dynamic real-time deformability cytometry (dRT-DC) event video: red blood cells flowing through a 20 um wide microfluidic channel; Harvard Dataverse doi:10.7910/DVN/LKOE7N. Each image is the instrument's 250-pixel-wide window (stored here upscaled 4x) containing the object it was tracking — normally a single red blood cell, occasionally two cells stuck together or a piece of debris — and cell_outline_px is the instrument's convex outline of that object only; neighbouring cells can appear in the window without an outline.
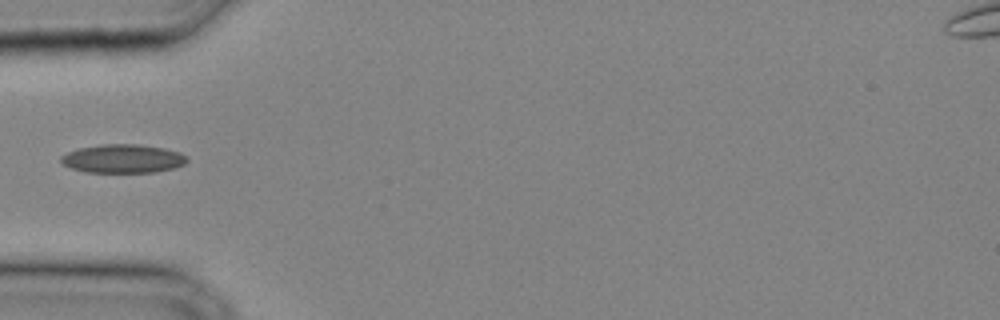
{"species": "common noctule bat (a hibernating species)", "species_latin": "Nyctalus noctula", "temperature_condition": "cold", "stored_images_in_passage": 22, "camera_frame_rate_fps": 3000, "um_per_image_px": 0.085, "animal": {"sex": "male", "body_mass_g": 20.4}, "frame": {"image": 1, "passage_image": 1, "time_ms": 0.0, "image_size_px": [1000, 320], "cell_outline_px": [[188, 160], [184, 164], [172, 168], [156, 172], [84, 172], [72, 168], [64, 164], [60, 160], [60, 156], [68, 152], [80, 148], [100, 144], [140, 144], [164, 148], [180, 152], [188, 156]], "centroid_in_image_um": [10.47, 13.48], "position_along_channel_um": 74.5, "area_um2": 21.04}}
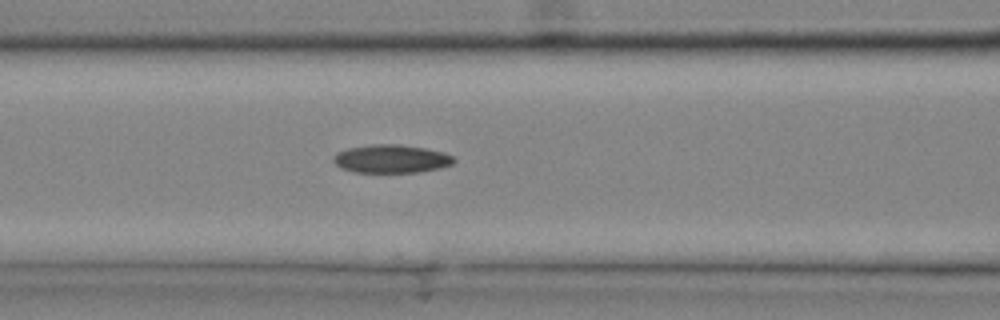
{"frame": {"image": 2, "passage_image": 4, "time_ms": 1.0, "image_size_px": [1000, 320], "cell_outline_px": [[456, 160], [452, 164], [440, 168], [416, 172], [356, 172], [340, 168], [332, 160], [332, 156], [336, 152], [348, 148], [368, 144], [396, 144], [424, 148], [444, 152], [452, 156]], "centroid_in_image_um": [33.22, 13.49], "position_along_channel_um": 133.4, "area_um2": 19.88}}